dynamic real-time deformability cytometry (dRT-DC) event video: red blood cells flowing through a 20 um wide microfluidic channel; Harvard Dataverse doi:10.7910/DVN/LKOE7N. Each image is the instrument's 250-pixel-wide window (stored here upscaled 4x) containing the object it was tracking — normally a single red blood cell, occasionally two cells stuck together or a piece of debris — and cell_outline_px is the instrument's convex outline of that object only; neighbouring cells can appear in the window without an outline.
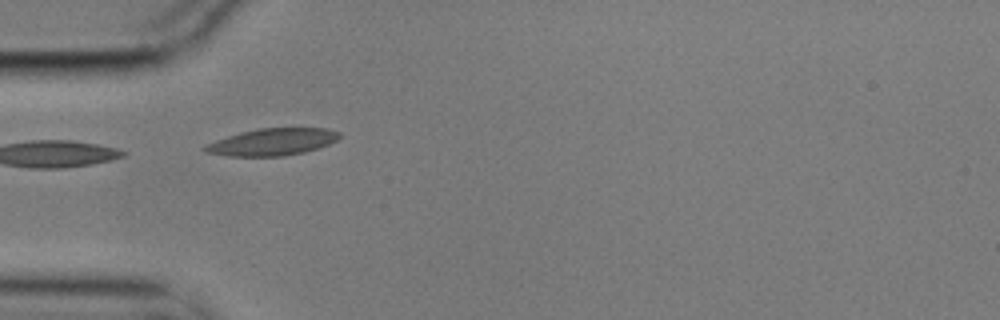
{"species": "common noctule bat (a hibernating species)", "species_latin": "Nyctalus noctula", "temperature_condition": "cold", "stored_images_in_passage": 3, "camera_frame_rate_fps": 3000, "um_per_image_px": 0.085, "animal": {"sex": "male", "body_mass_g": 17.9}, "frame": {"image": 1, "passage_image": 2, "time_ms": 0.333, "image_size_px": [1000, 320], "cell_outline_px": [[340, 136], [336, 140], [328, 144], [304, 152], [284, 156], [228, 156], [204, 152], [200, 148], [216, 140], [240, 132], [256, 128], [328, 128], [340, 132]], "centroid_in_image_um": [23.12, 12.06], "position_along_channel_um": 61.9, "area_um2": 21.15}}